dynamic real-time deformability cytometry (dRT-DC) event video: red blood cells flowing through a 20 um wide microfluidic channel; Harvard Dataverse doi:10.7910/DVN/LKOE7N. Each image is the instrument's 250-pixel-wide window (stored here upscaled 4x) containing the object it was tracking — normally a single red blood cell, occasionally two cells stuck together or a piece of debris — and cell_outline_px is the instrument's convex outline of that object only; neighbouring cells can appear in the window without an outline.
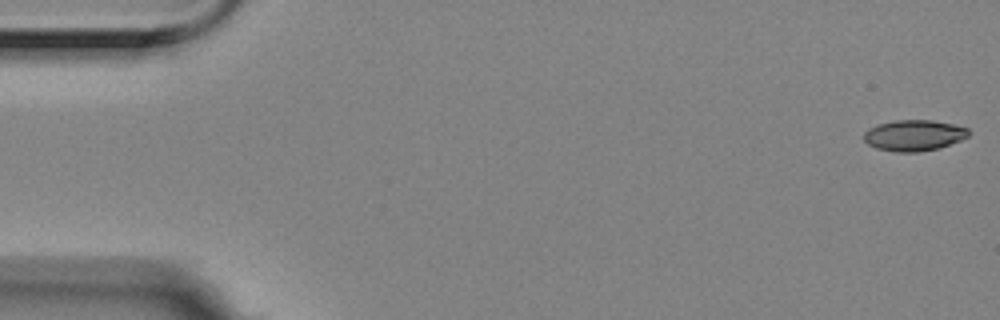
{"species": "Egyptian fruit bat (a non-hibernating species)", "species_latin": "Rousettus aegyptiacus", "temperature_condition": "room temperature", "stored_images_in_passage": 7, "camera_frame_rate_fps": 3000, "um_per_image_px": 0.085, "animal": {"sex": "female"}, "frame": {"image": 1, "passage_image": 1, "time_ms": 0.0, "image_size_px": [1000, 320], "cell_outline_px": [[968, 136], [960, 140], [940, 148], [916, 152], [896, 152], [876, 148], [868, 144], [864, 140], [864, 132], [868, 128], [876, 124], [896, 120], [932, 120], [952, 124], [968, 128]], "centroid_in_image_um": [77.65, 11.5], "position_along_channel_um": 7.3, "area_um2": 18.9}}
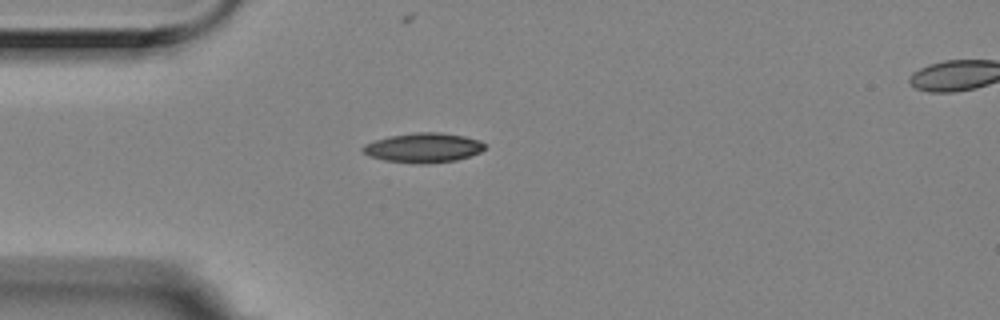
{"frame": {"image": 2, "passage_image": 5, "time_ms": 1.333, "image_size_px": [1000, 320], "cell_outline_px": [[484, 148], [480, 152], [456, 160], [428, 164], [416, 164], [384, 160], [368, 156], [360, 148], [364, 144], [388, 136], [416, 132], [440, 132], [464, 136], [480, 140], [484, 144]], "centroid_in_image_um": [35.96, 12.56], "position_along_channel_um": 49.0, "area_um2": 21.1}}